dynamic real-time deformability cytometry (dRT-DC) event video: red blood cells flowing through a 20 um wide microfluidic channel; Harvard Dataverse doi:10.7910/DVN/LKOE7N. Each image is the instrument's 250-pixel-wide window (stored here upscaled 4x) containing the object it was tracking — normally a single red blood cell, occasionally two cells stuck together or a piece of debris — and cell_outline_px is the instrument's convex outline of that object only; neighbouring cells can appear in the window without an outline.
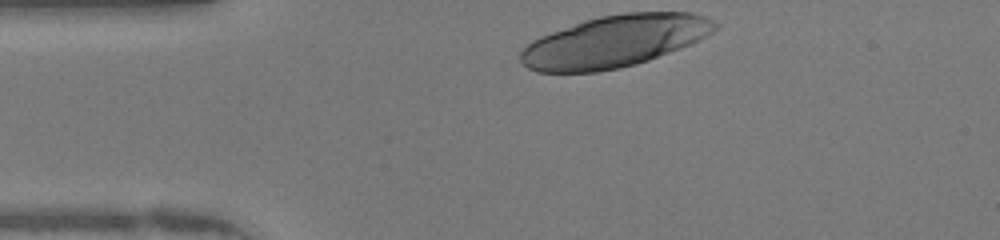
{"species": "human", "species_latin": "Homo sapiens", "temperature_condition": "warm", "stored_images_in_passage": 30, "camera_frame_rate_fps": 3000, "um_per_image_px": 0.085, "donor": {"sex": "female"}, "frame": {"image": 1, "passage_image": 1, "time_ms": 0.0, "image_size_px": [1000, 240], "cell_outline_px": [[720, 28], [700, 40], [692, 44], [648, 60], [636, 64], [620, 68], [596, 72], [536, 72], [528, 68], [520, 60], [520, 52], [532, 40], [540, 36], [584, 20], [600, 16], [624, 12], [692, 12], [704, 16], [720, 24]], "centroid_in_image_um": [52.28, 3.5], "position_along_channel_um": 32.7, "area_um2": 58.96}}